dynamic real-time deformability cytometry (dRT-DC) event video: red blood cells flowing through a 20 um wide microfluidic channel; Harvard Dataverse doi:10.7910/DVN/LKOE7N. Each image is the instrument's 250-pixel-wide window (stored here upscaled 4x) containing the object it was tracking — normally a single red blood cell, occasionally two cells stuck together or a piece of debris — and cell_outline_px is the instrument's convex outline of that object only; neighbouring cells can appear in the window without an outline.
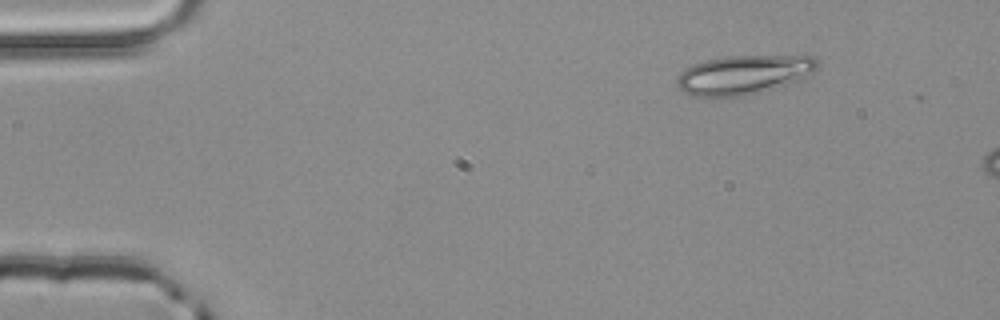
{"species": "common noctule bat (a hibernating species)", "species_latin": "Nyctalus noctula", "temperature_condition": "room temperature", "stored_images_in_passage": 5, "camera_frame_rate_fps": 3000, "um_per_image_px": 0.085, "animal": {"sex": "male", "body_mass_g": 20.4}, "frame": {"image": 1, "passage_image": 5, "time_ms": 1.333, "image_size_px": [1000, 320], "cell_outline_px": [[820, 60], [816, 68], [812, 72], [788, 84], [744, 96], [692, 96], [684, 92], [676, 84], [676, 80], [680, 72], [684, 68], [692, 64], [708, 60], [728, 56], [816, 56]], "centroid_in_image_um": [63.18, 6.34], "position_along_channel_um": 21.8, "area_um2": 31.73}}